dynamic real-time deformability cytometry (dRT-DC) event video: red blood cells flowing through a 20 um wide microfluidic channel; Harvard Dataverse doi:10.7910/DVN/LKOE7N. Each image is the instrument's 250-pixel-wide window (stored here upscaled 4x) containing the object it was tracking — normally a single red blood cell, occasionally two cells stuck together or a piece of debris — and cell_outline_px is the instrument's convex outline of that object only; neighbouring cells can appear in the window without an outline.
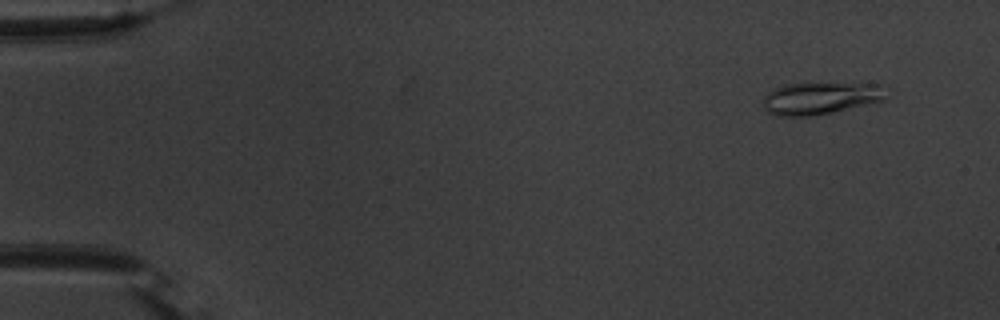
{"species": "common noctule bat (a hibernating species)", "species_latin": "Nyctalus noctula", "temperature_condition": "warm", "stored_images_in_passage": 12, "camera_frame_rate_fps": 3000, "um_per_image_px": 0.085, "animal": {"sex": "male", "body_mass_g": 20.1, "forearm_length_mm": 53.5}, "frame": {"image": 1, "passage_image": 4, "time_ms": 1.0, "image_size_px": [1000, 320], "cell_outline_px": [[892, 88], [888, 100], [812, 116], [776, 116], [768, 112], [764, 108], [764, 96], [772, 88], [788, 84], [880, 84]], "centroid_in_image_um": [69.85, 8.35], "position_along_channel_um": 15.1, "area_um2": 23.41}}